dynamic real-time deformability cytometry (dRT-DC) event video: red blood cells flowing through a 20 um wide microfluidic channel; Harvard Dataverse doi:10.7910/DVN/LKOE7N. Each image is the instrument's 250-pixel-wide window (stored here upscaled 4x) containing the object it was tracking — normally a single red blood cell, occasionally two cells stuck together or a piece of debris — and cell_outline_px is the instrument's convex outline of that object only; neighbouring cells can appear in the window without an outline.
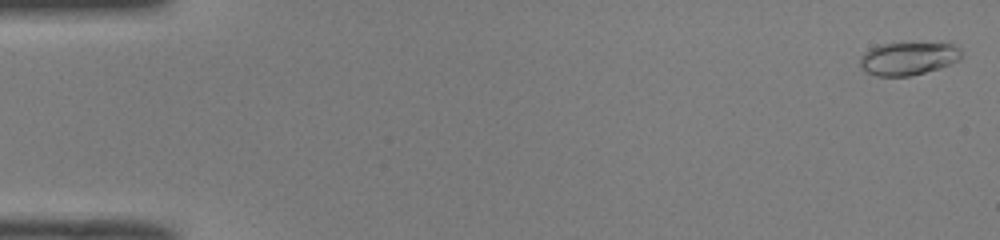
{"species": "common noctule bat (a hibernating species)", "species_latin": "Nyctalus noctula", "temperature_condition": "room temperature", "stored_images_in_passage": 48, "camera_frame_rate_fps": 3000, "um_per_image_px": 0.085, "animal": {"sex": "male", "body_mass_g": 19.0, "forearm_length_mm": 50.8}, "frame": {"image": 1, "passage_image": 1, "time_ms": 0.0, "image_size_px": [1000, 240], "cell_outline_px": [[960, 60], [940, 68], [908, 76], [876, 76], [864, 72], [860, 68], [860, 56], [868, 48], [880, 44], [952, 40], [960, 48]], "centroid_in_image_um": [77.24, 4.92], "position_along_channel_um": 7.8, "area_um2": 20.52}}
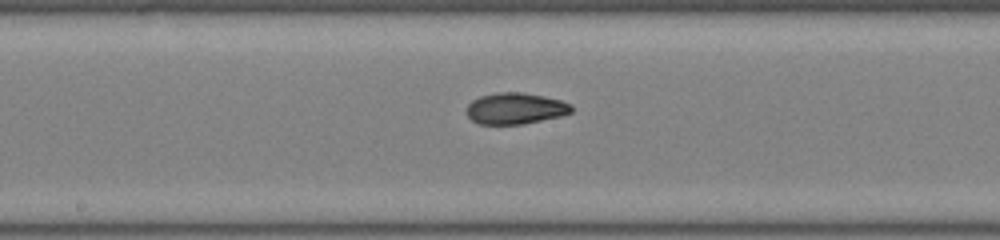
{"frame": {"image": 2, "passage_image": 27, "time_ms": 8.667, "image_size_px": [1000, 240], "cell_outline_px": [[572, 112], [560, 116], [524, 124], [476, 124], [468, 116], [468, 104], [472, 100], [480, 96], [496, 92], [524, 92], [544, 96], [560, 100], [572, 104]], "centroid_in_image_um": [43.81, 9.21], "position_along_channel_um": 204.4, "area_um2": 19.19}}
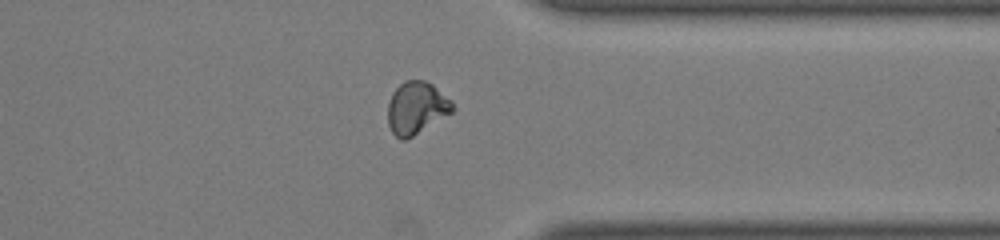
{"frame": {"image": 3, "passage_image": 40, "time_ms": 13.0, "image_size_px": [1000, 240], "cell_outline_px": [[456, 108], [452, 112], [412, 136], [404, 140], [400, 140], [392, 132], [388, 124], [388, 104], [392, 92], [404, 80], [424, 80], [432, 84], [452, 100]], "centroid_in_image_um": [35.4, 9.15], "position_along_channel_um": 376.0, "area_um2": 19.71}, "authors_computed_cell_mechanics": {"area_um2": 19.074, "velocity_mm_per_s": 4.0339, "shape_relaxation_time_tau1_ms": 4.2707, "shape_relaxation_time_tau2_ms": 2.3395, "deformation_change_tau1": 0.1425, "deformation_change_tau2": 0.0584}}